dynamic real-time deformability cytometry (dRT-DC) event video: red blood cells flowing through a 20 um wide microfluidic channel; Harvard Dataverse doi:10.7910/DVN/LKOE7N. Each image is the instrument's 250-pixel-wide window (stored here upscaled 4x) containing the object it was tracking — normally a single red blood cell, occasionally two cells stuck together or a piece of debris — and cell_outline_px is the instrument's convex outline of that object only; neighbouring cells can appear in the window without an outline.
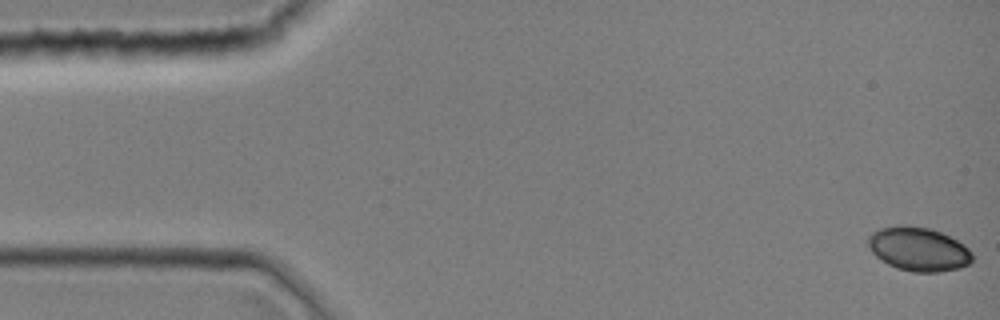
{"species": "common noctule bat (a hibernating species)", "species_latin": "Nyctalus noctula", "temperature_condition": "room temperature", "stored_images_in_passage": 4, "camera_frame_rate_fps": 3000, "um_per_image_px": 0.085, "animal": {"sex": "female", "body_mass_g": 19.0, "forearm_length_mm": 51.5}, "frame": {"image": 1, "passage_image": 1, "time_ms": 0.0, "image_size_px": [1000, 320], "cell_outline_px": [[972, 260], [968, 264], [960, 268], [940, 272], [912, 272], [896, 268], [888, 264], [876, 256], [872, 252], [868, 244], [868, 236], [872, 232], [880, 228], [900, 224], [908, 224], [932, 228], [964, 244], [972, 252]], "centroid_in_image_um": [78.06, 21.16], "position_along_channel_um": 6.9, "area_um2": 26.88}}